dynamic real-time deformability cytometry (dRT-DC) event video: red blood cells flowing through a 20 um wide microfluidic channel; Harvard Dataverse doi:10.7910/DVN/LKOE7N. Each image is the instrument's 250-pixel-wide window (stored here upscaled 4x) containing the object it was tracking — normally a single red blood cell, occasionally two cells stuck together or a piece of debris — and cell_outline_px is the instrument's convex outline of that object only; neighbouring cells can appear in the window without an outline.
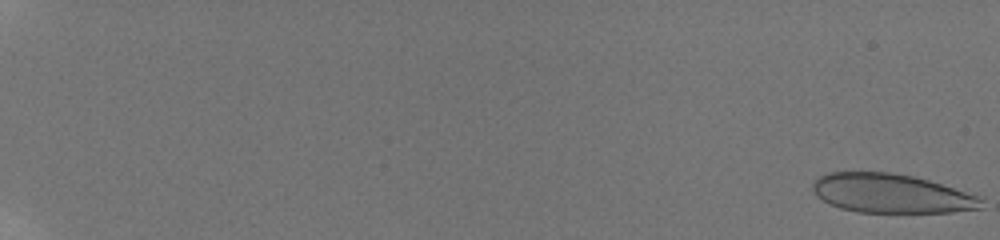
{"species": "human", "species_latin": "Homo sapiens", "temperature_condition": "room temperature", "stored_images_in_passage": 17, "camera_frame_rate_fps": 3000, "um_per_image_px": 0.085, "donor": {"sex": "male"}, "frame": {"image": 1, "passage_image": 1, "time_ms": 0.0, "image_size_px": [1000, 240], "cell_outline_px": [[984, 200], [980, 208], [952, 212], [856, 212], [840, 208], [816, 196], [812, 188], [812, 184], [820, 176], [828, 172], [892, 172], [912, 176], [928, 180], [984, 196]], "centroid_in_image_um": [75.8, 16.44], "position_along_channel_um": 9.2, "area_um2": 38.49}}